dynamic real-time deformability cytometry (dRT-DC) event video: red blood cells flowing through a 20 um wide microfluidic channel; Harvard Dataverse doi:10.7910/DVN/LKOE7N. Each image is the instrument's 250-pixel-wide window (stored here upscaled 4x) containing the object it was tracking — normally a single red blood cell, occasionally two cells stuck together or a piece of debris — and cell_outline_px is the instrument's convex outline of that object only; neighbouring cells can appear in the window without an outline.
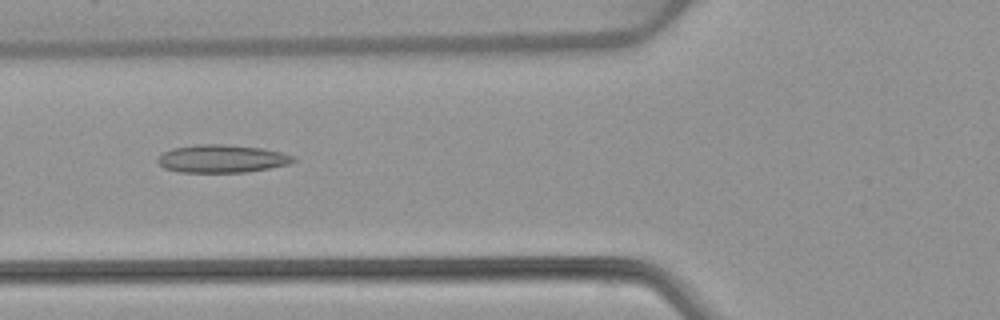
{"species": "common noctule bat (a hibernating species)", "species_latin": "Nyctalus noctula", "temperature_condition": "warm", "stored_images_in_passage": 52, "camera_frame_rate_fps": 3000, "um_per_image_px": 0.085, "animal": {"sex": "female", "body_mass_g": 22.7, "forearm_length_mm": 54.2}, "frame": {"image": 1, "passage_image": 20, "time_ms": 6.333, "image_size_px": [1000, 320], "cell_outline_px": [[296, 160], [288, 164], [248, 172], [180, 172], [164, 168], [156, 160], [164, 152], [172, 148], [196, 144], [224, 144], [264, 148], [296, 156]], "centroid_in_image_um": [18.87, 13.48], "position_along_channel_um": 106.9, "area_um2": 22.08}}
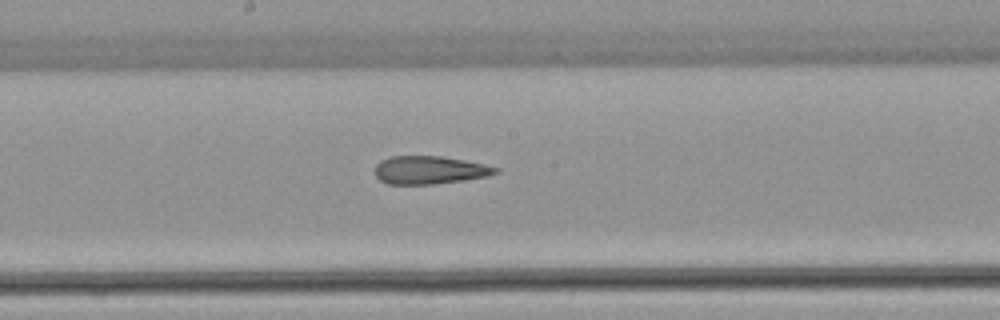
{"frame": {"image": 2, "passage_image": 28, "time_ms": 9.0, "image_size_px": [1000, 320], "cell_outline_px": [[500, 172], [488, 176], [464, 180], [432, 184], [388, 184], [380, 180], [376, 176], [376, 164], [380, 160], [388, 156], [440, 156], [464, 160], [484, 164], [500, 168]], "centroid_in_image_um": [36.52, 14.45], "position_along_channel_um": 211.7, "area_um2": 19.77}}
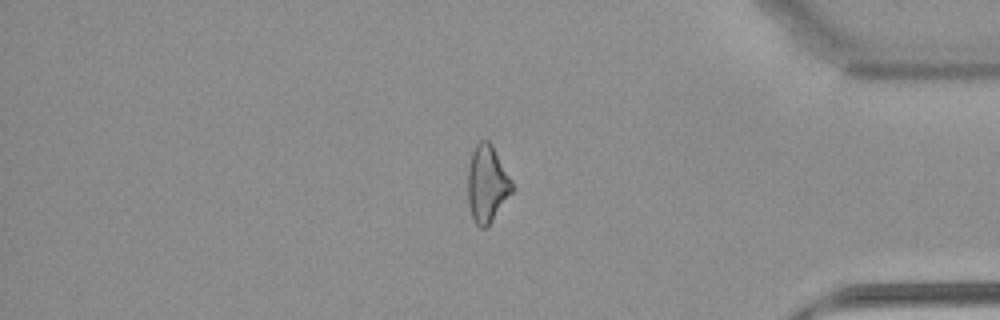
{"frame": {"image": 3, "passage_image": 44, "time_ms": 14.333, "image_size_px": [1000, 320], "cell_outline_px": [[516, 188], [492, 220], [484, 228], [480, 228], [476, 224], [472, 216], [468, 204], [468, 164], [472, 152], [476, 144], [480, 140], [488, 140], [492, 144], [512, 180]], "centroid_in_image_um": [41.41, 15.61], "position_along_channel_um": 393.8, "area_um2": 20.0}, "authors_computed_cell_mechanics": {"area_um2": 21.7906, "velocity_mm_per_s": 3.9192, "shape_relaxation_time_tau1_ms": null, "shape_relaxation_time_tau2_ms": 1.7789, "deformation_change_tau1": null, "deformation_change_tau2": 0.1139}}